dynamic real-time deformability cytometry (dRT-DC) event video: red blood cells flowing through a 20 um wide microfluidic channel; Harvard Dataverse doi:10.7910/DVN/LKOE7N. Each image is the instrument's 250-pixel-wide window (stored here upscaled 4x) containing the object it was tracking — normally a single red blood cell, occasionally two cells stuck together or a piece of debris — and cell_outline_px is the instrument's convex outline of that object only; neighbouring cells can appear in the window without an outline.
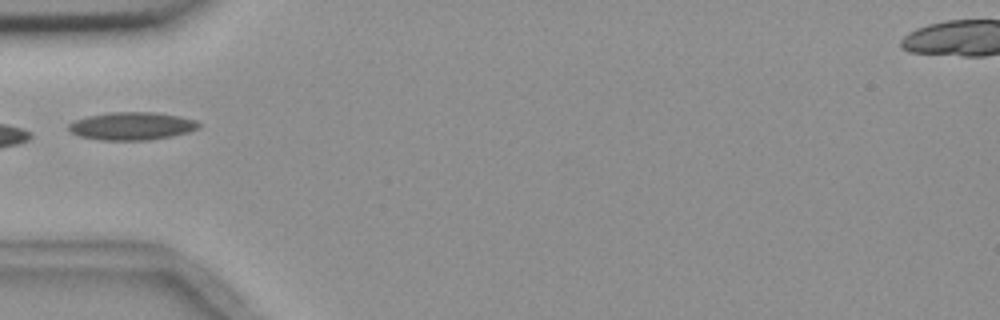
{"species": "common noctule bat (a hibernating species)", "species_latin": "Nyctalus noctula", "temperature_condition": "room temperature", "stored_images_in_passage": 8, "camera_frame_rate_fps": 3000, "um_per_image_px": 0.085, "animal": {"sex": "female", "body_mass_g": 18.4}, "frame": {"image": 1, "passage_image": 5, "time_ms": 6.0, "image_size_px": [1000, 320], "cell_outline_px": [[200, 128], [188, 132], [172, 136], [148, 140], [100, 140], [80, 136], [72, 132], [68, 128], [68, 124], [76, 120], [88, 116], [112, 112], [156, 112], [180, 116], [196, 120], [200, 124]], "centroid_in_image_um": [11.24, 10.71], "position_along_channel_um": 73.8, "area_um2": 21.1}}
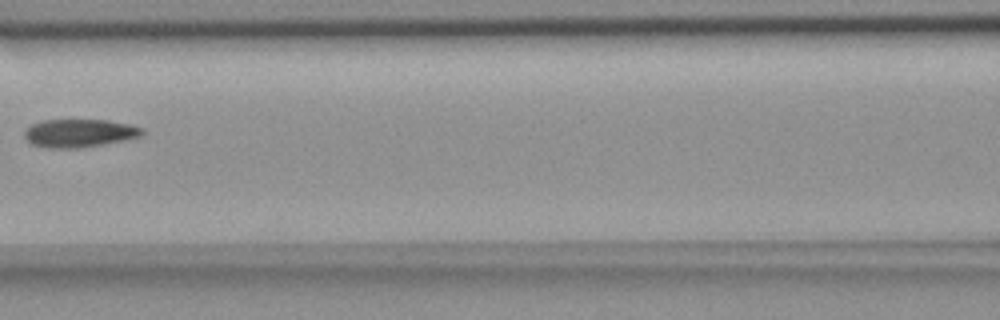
{"frame": {"image": 2, "passage_image": 7, "time_ms": 8.333, "image_size_px": [1000, 320], "cell_outline_px": [[144, 132], [140, 136], [124, 140], [104, 144], [76, 148], [48, 148], [32, 144], [24, 136], [24, 132], [32, 124], [40, 120], [108, 120], [128, 124], [144, 128]], "centroid_in_image_um": [6.74, 11.31], "position_along_channel_um": 159.9, "area_um2": 19.19}}
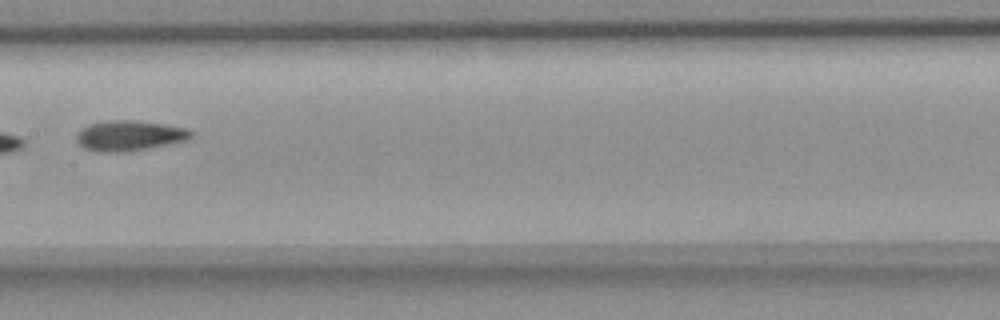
{"frame": {"image": 3, "passage_image": 8, "time_ms": 9.333, "image_size_px": [1000, 320], "cell_outline_px": [[192, 136], [188, 140], [132, 152], [96, 152], [84, 148], [76, 140], [76, 136], [88, 124], [108, 120], [136, 120], [164, 124], [188, 128], [192, 132]], "centroid_in_image_um": [11.03, 11.54], "position_along_channel_um": 196.4, "area_um2": 20.46}}